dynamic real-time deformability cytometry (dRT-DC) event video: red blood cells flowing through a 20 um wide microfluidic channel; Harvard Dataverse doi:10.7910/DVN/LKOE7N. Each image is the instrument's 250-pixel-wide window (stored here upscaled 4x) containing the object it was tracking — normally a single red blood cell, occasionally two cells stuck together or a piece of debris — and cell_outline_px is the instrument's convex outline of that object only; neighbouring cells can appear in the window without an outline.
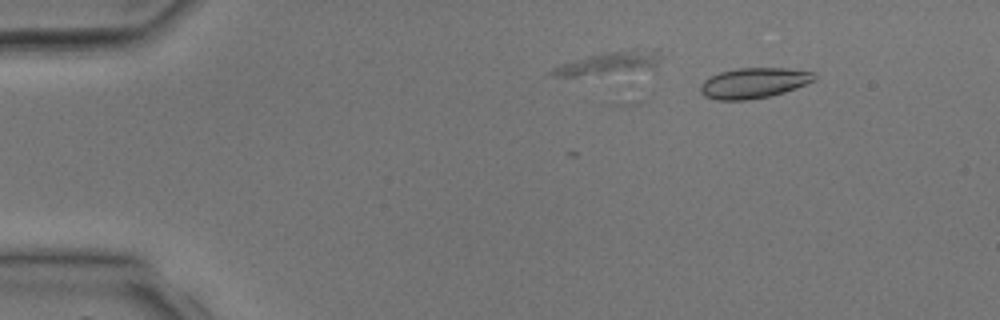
{"species": "common noctule bat (a hibernating species)", "species_latin": "Nyctalus noctula", "temperature_condition": "room temperature", "stored_images_in_passage": 4, "camera_frame_rate_fps": 3000, "um_per_image_px": 0.085, "animal": {"sex": "male", "body_mass_g": 17.9, "forearm_length_mm": 54.2}, "frame": {"image": 1, "passage_image": 2, "time_ms": 1.333, "image_size_px": [1000, 320], "cell_outline_px": [[816, 80], [796, 88], [784, 92], [768, 96], [744, 100], [716, 100], [704, 96], [700, 92], [700, 84], [708, 76], [720, 72], [736, 68], [788, 68], [816, 72]], "centroid_in_image_um": [64.07, 7.04], "position_along_channel_um": 20.9, "area_um2": 20.4}}